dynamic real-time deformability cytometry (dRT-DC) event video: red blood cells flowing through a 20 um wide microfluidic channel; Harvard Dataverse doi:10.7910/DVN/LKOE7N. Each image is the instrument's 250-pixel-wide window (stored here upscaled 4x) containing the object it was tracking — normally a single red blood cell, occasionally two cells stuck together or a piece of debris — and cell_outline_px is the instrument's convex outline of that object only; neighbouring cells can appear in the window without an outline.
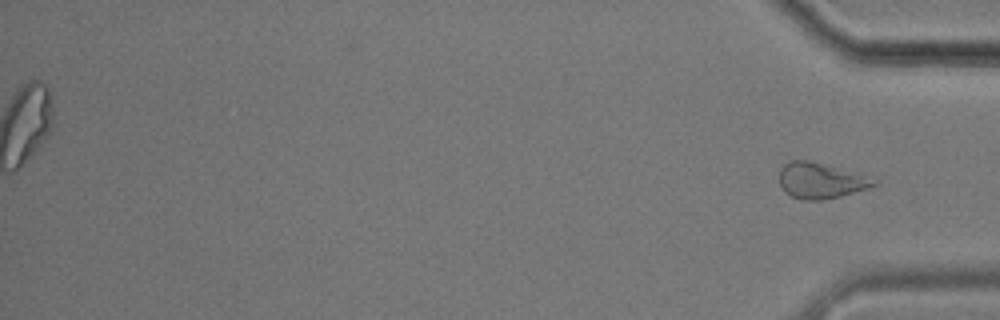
{"species": "common noctule bat (a hibernating species)", "species_latin": "Nyctalus noctula", "temperature_condition": "cold", "stored_images_in_passage": 48, "segment_of_instrument_passage": [2, 2], "camera_frame_rate_fps": 3000, "um_per_image_px": 0.085, "animal": {"sex": "male", "body_mass_g": 17.9}, "frame": {"image": 1, "passage_image": 48, "time_ms": 15.667, "image_size_px": [1000, 320], "cell_outline_px": [[880, 184], [868, 188], [840, 196], [820, 200], [804, 200], [792, 196], [784, 192], [780, 184], [780, 168], [788, 160], [812, 160], [880, 180]], "centroid_in_image_um": [69.76, 15.34], "position_along_channel_um": 365.4, "area_um2": 19.77}}